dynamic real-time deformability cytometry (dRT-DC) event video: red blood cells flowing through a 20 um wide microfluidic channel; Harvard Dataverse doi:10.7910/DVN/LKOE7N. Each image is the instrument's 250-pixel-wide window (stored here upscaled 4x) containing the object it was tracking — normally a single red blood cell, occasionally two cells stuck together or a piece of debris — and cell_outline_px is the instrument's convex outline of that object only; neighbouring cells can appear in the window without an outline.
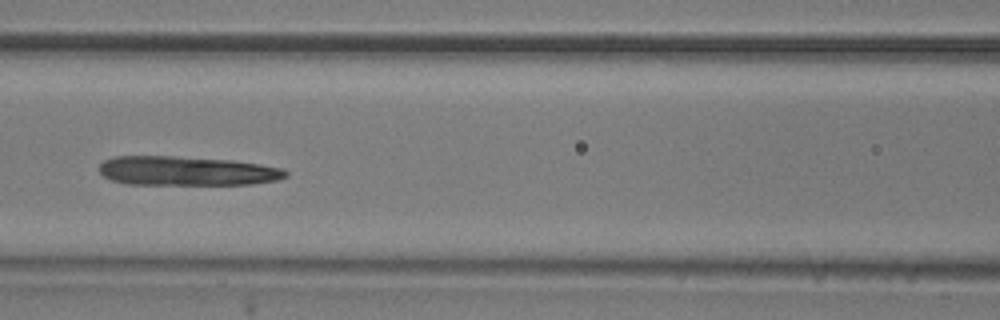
{"species": "common noctule bat (a hibernating species)", "species_latin": "Nyctalus noctula", "temperature_condition": "room temperature", "stored_images_in_passage": 6, "camera_frame_rate_fps": 3000, "um_per_image_px": 0.085, "animal": {"sex": "male", "body_mass_g": 20.5, "forearm_length_mm": 52.5}, "frame": {"image": 1, "passage_image": 6, "time_ms": 6.667, "image_size_px": [1000, 320], "cell_outline_px": [[288, 176], [276, 180], [252, 184], [124, 184], [112, 180], [104, 176], [100, 172], [100, 164], [104, 160], [116, 156], [172, 156], [232, 160], [260, 164], [284, 168], [288, 172]], "centroid_in_image_um": [15.89, 14.52], "position_along_channel_um": 150.7, "area_um2": 31.79}}